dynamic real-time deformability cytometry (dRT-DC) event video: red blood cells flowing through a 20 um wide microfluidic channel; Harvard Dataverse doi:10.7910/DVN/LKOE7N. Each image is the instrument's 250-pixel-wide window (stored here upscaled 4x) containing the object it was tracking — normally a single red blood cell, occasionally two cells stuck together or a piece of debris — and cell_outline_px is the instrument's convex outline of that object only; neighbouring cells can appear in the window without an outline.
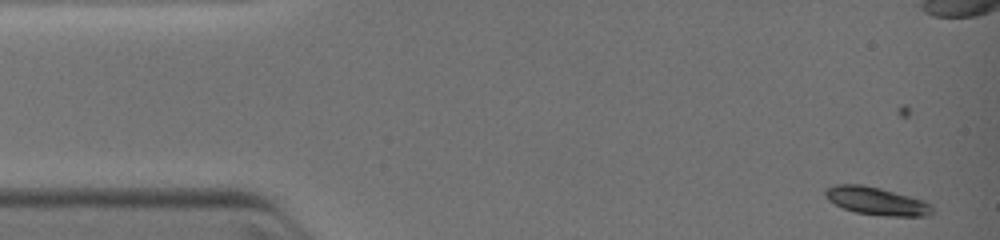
{"species": "common noctule bat (a hibernating species)", "species_latin": "Nyctalus noctula", "temperature_condition": "warm", "stored_images_in_passage": 29, "camera_frame_rate_fps": 3000, "um_per_image_px": 0.085, "animal": {"sex": "female", "body_mass_g": 19.0, "forearm_length_mm": 51.5}, "frame": {"image": 1, "passage_image": 1, "time_ms": 0.0, "image_size_px": [1000, 240], "cell_outline_px": [[932, 212], [928, 216], [884, 216], [856, 212], [844, 208], [828, 200], [824, 196], [824, 188], [836, 184], [864, 184], [880, 188], [924, 200], [932, 204]], "centroid_in_image_um": [74.49, 17.08], "position_along_channel_um": 10.5, "area_um2": 17.46}}